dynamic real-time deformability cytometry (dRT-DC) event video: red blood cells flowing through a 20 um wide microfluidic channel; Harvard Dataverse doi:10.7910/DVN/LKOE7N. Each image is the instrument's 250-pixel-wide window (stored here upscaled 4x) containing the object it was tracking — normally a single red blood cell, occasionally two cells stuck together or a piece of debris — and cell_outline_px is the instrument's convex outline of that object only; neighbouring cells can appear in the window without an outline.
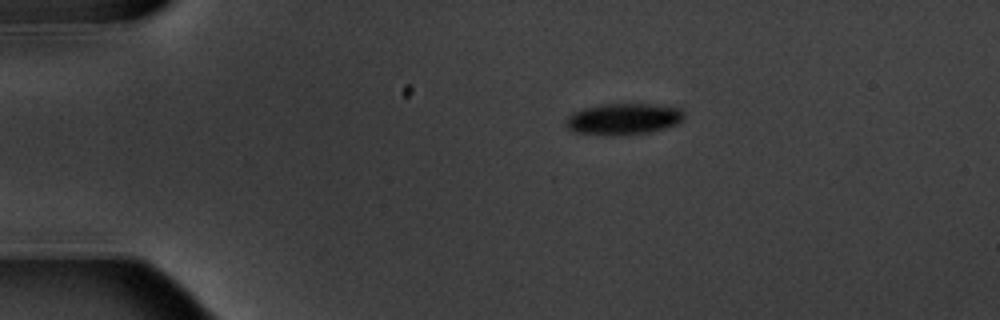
{"species": "common noctule bat (a hibernating species)", "species_latin": "Nyctalus noctula", "temperature_condition": "warm", "stored_images_in_passage": 8, "camera_frame_rate_fps": 3000, "um_per_image_px": 0.085, "animal": {"sex": "male", "body_mass_g": 20.1, "forearm_length_mm": 53.5}, "frame": {"image": 1, "passage_image": 1, "time_ms": 0.0, "image_size_px": [1000, 320], "cell_outline_px": [[684, 116], [676, 124], [664, 128], [648, 132], [576, 132], [568, 128], [564, 124], [564, 120], [572, 112], [584, 108], [600, 104], [652, 104], [680, 108], [684, 112]], "centroid_in_image_um": [52.99, 10.05], "position_along_channel_um": 32.0, "area_um2": 20.52}}
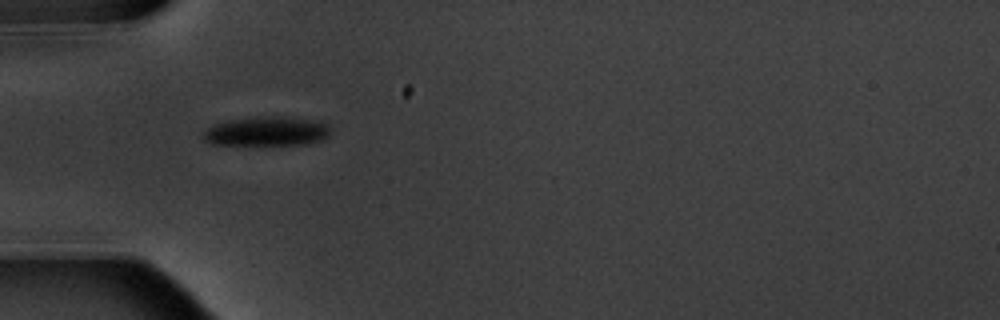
{"frame": {"image": 2, "passage_image": 3, "time_ms": 2.333, "image_size_px": [1000, 320], "cell_outline_px": [[332, 128], [328, 136], [320, 140], [304, 144], [212, 144], [204, 140], [204, 132], [212, 124], [228, 120], [256, 116], [288, 116], [312, 120], [324, 124]], "centroid_in_image_um": [22.66, 11.14], "position_along_channel_um": 62.3, "area_um2": 21.62}}
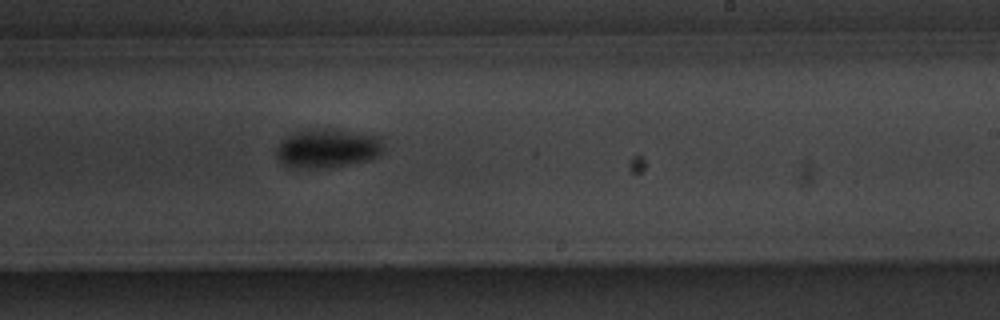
{"frame": {"image": 3, "passage_image": 8, "time_ms": 8.0, "image_size_px": [1000, 320], "cell_outline_px": [[384, 152], [380, 156], [372, 160], [324, 168], [300, 168], [284, 164], [276, 156], [276, 144], [288, 136], [308, 128], [332, 128], [372, 132], [380, 136], [384, 144]], "centroid_in_image_um": [27.95, 12.57], "position_along_channel_um": 261.1, "area_um2": 25.26}}